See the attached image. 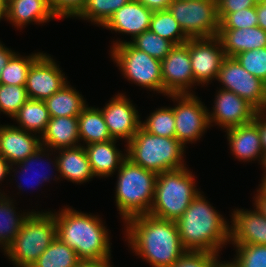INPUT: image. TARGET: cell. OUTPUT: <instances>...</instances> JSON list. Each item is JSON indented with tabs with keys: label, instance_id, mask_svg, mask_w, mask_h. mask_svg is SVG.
<instances>
[{
	"label": "cell",
	"instance_id": "17",
	"mask_svg": "<svg viewBox=\"0 0 266 267\" xmlns=\"http://www.w3.org/2000/svg\"><path fill=\"white\" fill-rule=\"evenodd\" d=\"M229 225V244L266 245V218L259 210L234 209Z\"/></svg>",
	"mask_w": 266,
	"mask_h": 267
},
{
	"label": "cell",
	"instance_id": "31",
	"mask_svg": "<svg viewBox=\"0 0 266 267\" xmlns=\"http://www.w3.org/2000/svg\"><path fill=\"white\" fill-rule=\"evenodd\" d=\"M149 30L174 45L184 44L189 39L168 9L153 12Z\"/></svg>",
	"mask_w": 266,
	"mask_h": 267
},
{
	"label": "cell",
	"instance_id": "11",
	"mask_svg": "<svg viewBox=\"0 0 266 267\" xmlns=\"http://www.w3.org/2000/svg\"><path fill=\"white\" fill-rule=\"evenodd\" d=\"M217 81L221 89L247 100L259 112L266 111V83L247 72L234 57H225Z\"/></svg>",
	"mask_w": 266,
	"mask_h": 267
},
{
	"label": "cell",
	"instance_id": "24",
	"mask_svg": "<svg viewBox=\"0 0 266 267\" xmlns=\"http://www.w3.org/2000/svg\"><path fill=\"white\" fill-rule=\"evenodd\" d=\"M219 38L226 57L266 47V32L259 26L245 29H219Z\"/></svg>",
	"mask_w": 266,
	"mask_h": 267
},
{
	"label": "cell",
	"instance_id": "28",
	"mask_svg": "<svg viewBox=\"0 0 266 267\" xmlns=\"http://www.w3.org/2000/svg\"><path fill=\"white\" fill-rule=\"evenodd\" d=\"M68 83L45 100L50 117L78 116L88 105L83 95Z\"/></svg>",
	"mask_w": 266,
	"mask_h": 267
},
{
	"label": "cell",
	"instance_id": "41",
	"mask_svg": "<svg viewBox=\"0 0 266 267\" xmlns=\"http://www.w3.org/2000/svg\"><path fill=\"white\" fill-rule=\"evenodd\" d=\"M219 254L204 251H186L172 267H221Z\"/></svg>",
	"mask_w": 266,
	"mask_h": 267
},
{
	"label": "cell",
	"instance_id": "21",
	"mask_svg": "<svg viewBox=\"0 0 266 267\" xmlns=\"http://www.w3.org/2000/svg\"><path fill=\"white\" fill-rule=\"evenodd\" d=\"M225 132L230 151L238 161L258 160L261 164L264 152L260 141L259 126L255 121L229 128Z\"/></svg>",
	"mask_w": 266,
	"mask_h": 267
},
{
	"label": "cell",
	"instance_id": "10",
	"mask_svg": "<svg viewBox=\"0 0 266 267\" xmlns=\"http://www.w3.org/2000/svg\"><path fill=\"white\" fill-rule=\"evenodd\" d=\"M175 119V138L185 147L195 143L205 134L209 126L208 111L205 104L194 94H170ZM204 104V105H203Z\"/></svg>",
	"mask_w": 266,
	"mask_h": 267
},
{
	"label": "cell",
	"instance_id": "51",
	"mask_svg": "<svg viewBox=\"0 0 266 267\" xmlns=\"http://www.w3.org/2000/svg\"><path fill=\"white\" fill-rule=\"evenodd\" d=\"M8 13V0H0V21L2 19L6 20Z\"/></svg>",
	"mask_w": 266,
	"mask_h": 267
},
{
	"label": "cell",
	"instance_id": "43",
	"mask_svg": "<svg viewBox=\"0 0 266 267\" xmlns=\"http://www.w3.org/2000/svg\"><path fill=\"white\" fill-rule=\"evenodd\" d=\"M259 0H217L218 13H233L242 9L256 7Z\"/></svg>",
	"mask_w": 266,
	"mask_h": 267
},
{
	"label": "cell",
	"instance_id": "52",
	"mask_svg": "<svg viewBox=\"0 0 266 267\" xmlns=\"http://www.w3.org/2000/svg\"><path fill=\"white\" fill-rule=\"evenodd\" d=\"M260 165H262L261 167H263L264 169V172H263L264 175H263V178L261 179V183L259 184V186L264 187L266 185V153L263 154L262 162Z\"/></svg>",
	"mask_w": 266,
	"mask_h": 267
},
{
	"label": "cell",
	"instance_id": "14",
	"mask_svg": "<svg viewBox=\"0 0 266 267\" xmlns=\"http://www.w3.org/2000/svg\"><path fill=\"white\" fill-rule=\"evenodd\" d=\"M217 91L213 102V111H208L210 127L214 123L223 127V130H227L254 121L259 111L252 104L232 91L221 88Z\"/></svg>",
	"mask_w": 266,
	"mask_h": 267
},
{
	"label": "cell",
	"instance_id": "30",
	"mask_svg": "<svg viewBox=\"0 0 266 267\" xmlns=\"http://www.w3.org/2000/svg\"><path fill=\"white\" fill-rule=\"evenodd\" d=\"M80 261L77 253L56 236L32 267H76Z\"/></svg>",
	"mask_w": 266,
	"mask_h": 267
},
{
	"label": "cell",
	"instance_id": "45",
	"mask_svg": "<svg viewBox=\"0 0 266 267\" xmlns=\"http://www.w3.org/2000/svg\"><path fill=\"white\" fill-rule=\"evenodd\" d=\"M255 195L253 206L266 218V189L259 186Z\"/></svg>",
	"mask_w": 266,
	"mask_h": 267
},
{
	"label": "cell",
	"instance_id": "7",
	"mask_svg": "<svg viewBox=\"0 0 266 267\" xmlns=\"http://www.w3.org/2000/svg\"><path fill=\"white\" fill-rule=\"evenodd\" d=\"M195 180L187 167L159 173L149 214L176 222L200 192Z\"/></svg>",
	"mask_w": 266,
	"mask_h": 267
},
{
	"label": "cell",
	"instance_id": "23",
	"mask_svg": "<svg viewBox=\"0 0 266 267\" xmlns=\"http://www.w3.org/2000/svg\"><path fill=\"white\" fill-rule=\"evenodd\" d=\"M117 142L113 139L84 146L95 177L111 176L127 158V153H121L122 151L117 148Z\"/></svg>",
	"mask_w": 266,
	"mask_h": 267
},
{
	"label": "cell",
	"instance_id": "13",
	"mask_svg": "<svg viewBox=\"0 0 266 267\" xmlns=\"http://www.w3.org/2000/svg\"><path fill=\"white\" fill-rule=\"evenodd\" d=\"M189 55L194 81L199 85H209L217 80L223 59L226 57L217 36L190 38Z\"/></svg>",
	"mask_w": 266,
	"mask_h": 267
},
{
	"label": "cell",
	"instance_id": "33",
	"mask_svg": "<svg viewBox=\"0 0 266 267\" xmlns=\"http://www.w3.org/2000/svg\"><path fill=\"white\" fill-rule=\"evenodd\" d=\"M130 0H87L84 9L77 16L78 19L91 21L97 26H103L120 7Z\"/></svg>",
	"mask_w": 266,
	"mask_h": 267
},
{
	"label": "cell",
	"instance_id": "50",
	"mask_svg": "<svg viewBox=\"0 0 266 267\" xmlns=\"http://www.w3.org/2000/svg\"><path fill=\"white\" fill-rule=\"evenodd\" d=\"M10 168L11 164L0 155V182L5 180L4 178L7 177V175H9L10 173H12L10 171Z\"/></svg>",
	"mask_w": 266,
	"mask_h": 267
},
{
	"label": "cell",
	"instance_id": "9",
	"mask_svg": "<svg viewBox=\"0 0 266 267\" xmlns=\"http://www.w3.org/2000/svg\"><path fill=\"white\" fill-rule=\"evenodd\" d=\"M167 9L189 39L217 36V0H173Z\"/></svg>",
	"mask_w": 266,
	"mask_h": 267
},
{
	"label": "cell",
	"instance_id": "37",
	"mask_svg": "<svg viewBox=\"0 0 266 267\" xmlns=\"http://www.w3.org/2000/svg\"><path fill=\"white\" fill-rule=\"evenodd\" d=\"M28 99L25 85L0 84V113L11 119Z\"/></svg>",
	"mask_w": 266,
	"mask_h": 267
},
{
	"label": "cell",
	"instance_id": "54",
	"mask_svg": "<svg viewBox=\"0 0 266 267\" xmlns=\"http://www.w3.org/2000/svg\"><path fill=\"white\" fill-rule=\"evenodd\" d=\"M263 4L266 5V0H260Z\"/></svg>",
	"mask_w": 266,
	"mask_h": 267
},
{
	"label": "cell",
	"instance_id": "22",
	"mask_svg": "<svg viewBox=\"0 0 266 267\" xmlns=\"http://www.w3.org/2000/svg\"><path fill=\"white\" fill-rule=\"evenodd\" d=\"M77 117H51L45 132L40 137L41 146L50 149L53 154V152L62 148H72L81 145L82 143H79Z\"/></svg>",
	"mask_w": 266,
	"mask_h": 267
},
{
	"label": "cell",
	"instance_id": "39",
	"mask_svg": "<svg viewBox=\"0 0 266 267\" xmlns=\"http://www.w3.org/2000/svg\"><path fill=\"white\" fill-rule=\"evenodd\" d=\"M234 58L247 72L266 83V47L241 52Z\"/></svg>",
	"mask_w": 266,
	"mask_h": 267
},
{
	"label": "cell",
	"instance_id": "3",
	"mask_svg": "<svg viewBox=\"0 0 266 267\" xmlns=\"http://www.w3.org/2000/svg\"><path fill=\"white\" fill-rule=\"evenodd\" d=\"M53 214L56 236L72 248L81 260L112 258L109 229L99 215H88L68 205Z\"/></svg>",
	"mask_w": 266,
	"mask_h": 267
},
{
	"label": "cell",
	"instance_id": "48",
	"mask_svg": "<svg viewBox=\"0 0 266 267\" xmlns=\"http://www.w3.org/2000/svg\"><path fill=\"white\" fill-rule=\"evenodd\" d=\"M110 258L99 260H81L76 267H114Z\"/></svg>",
	"mask_w": 266,
	"mask_h": 267
},
{
	"label": "cell",
	"instance_id": "38",
	"mask_svg": "<svg viewBox=\"0 0 266 267\" xmlns=\"http://www.w3.org/2000/svg\"><path fill=\"white\" fill-rule=\"evenodd\" d=\"M49 151V152H48ZM50 149H48V148H45V147H40L34 154H32V155H29L25 160H23V161H21V162H19V163H16V164H12L11 165V168H10V171H13V172H15L16 173V175L18 174V173H20V171L22 172L21 173V175H22V177H23V179L24 180H26L25 182H27V179L25 178V175H27V171H30V170H33V172H34V168L35 167H33L34 166V164H36V166L39 164H41L42 165V163H43V161H48L49 160V162H47V164H49L51 161L50 160H52L51 158H49V155L51 156L52 154L50 153ZM43 157H46V158H48L47 160H45ZM42 158V159H41ZM42 160V161H41ZM39 161V163H37ZM14 165L16 166L15 168L17 169V167H19L18 168V171L14 168ZM33 165V166H32ZM43 165H44V163H43ZM50 165V164H49ZM48 165V166H49ZM32 167H33V169H32ZM51 167V166H50ZM20 169V170H19ZM50 170L52 169V168H49ZM36 170V169H35ZM52 171V170H51ZM24 172V173H23ZM31 172V171H30ZM49 172V171H48ZM37 173V172H36ZM35 173V174H36ZM45 173V172H44ZM50 173V172H49ZM33 174V173H32ZM34 174V175H35ZM39 174V173H38ZM38 174H36V177H37V175ZM24 175V176H23ZM50 175H53V174H50ZM50 175H46V174H40V175H38L39 176V178L37 177L36 179H38V181H37V183H36V186H37V184L39 185V184H42L43 182H50V177H52V176H50ZM21 177V178H22ZM35 177V176H34ZM33 179V178H32ZM43 181V182H42ZM32 183V182H31ZM35 183V182H34ZM18 184H20V185H18L17 187L20 189V190H23V188H22V186H21V183H18ZM29 185H31V184H29ZM29 185H27V186H29ZM34 186V185H33ZM33 186H31L30 188H32ZM25 187V186H24Z\"/></svg>",
	"mask_w": 266,
	"mask_h": 267
},
{
	"label": "cell",
	"instance_id": "32",
	"mask_svg": "<svg viewBox=\"0 0 266 267\" xmlns=\"http://www.w3.org/2000/svg\"><path fill=\"white\" fill-rule=\"evenodd\" d=\"M42 54L43 52H37L29 56H21L18 52L15 53L1 71L0 84L26 85L30 67Z\"/></svg>",
	"mask_w": 266,
	"mask_h": 267
},
{
	"label": "cell",
	"instance_id": "4",
	"mask_svg": "<svg viewBox=\"0 0 266 267\" xmlns=\"http://www.w3.org/2000/svg\"><path fill=\"white\" fill-rule=\"evenodd\" d=\"M115 203L123 222L148 214L154 200L158 174L126 158L117 170Z\"/></svg>",
	"mask_w": 266,
	"mask_h": 267
},
{
	"label": "cell",
	"instance_id": "46",
	"mask_svg": "<svg viewBox=\"0 0 266 267\" xmlns=\"http://www.w3.org/2000/svg\"><path fill=\"white\" fill-rule=\"evenodd\" d=\"M148 9L153 11L166 10L173 0H137Z\"/></svg>",
	"mask_w": 266,
	"mask_h": 267
},
{
	"label": "cell",
	"instance_id": "2",
	"mask_svg": "<svg viewBox=\"0 0 266 267\" xmlns=\"http://www.w3.org/2000/svg\"><path fill=\"white\" fill-rule=\"evenodd\" d=\"M202 193H198L176 221L179 237L187 251L220 254L219 251L229 244L230 223L215 210Z\"/></svg>",
	"mask_w": 266,
	"mask_h": 267
},
{
	"label": "cell",
	"instance_id": "44",
	"mask_svg": "<svg viewBox=\"0 0 266 267\" xmlns=\"http://www.w3.org/2000/svg\"><path fill=\"white\" fill-rule=\"evenodd\" d=\"M254 121L259 126L260 141L263 152L266 153V111H260L256 114Z\"/></svg>",
	"mask_w": 266,
	"mask_h": 267
},
{
	"label": "cell",
	"instance_id": "1",
	"mask_svg": "<svg viewBox=\"0 0 266 267\" xmlns=\"http://www.w3.org/2000/svg\"><path fill=\"white\" fill-rule=\"evenodd\" d=\"M128 247L152 267H172L187 251L175 221L148 214L124 222Z\"/></svg>",
	"mask_w": 266,
	"mask_h": 267
},
{
	"label": "cell",
	"instance_id": "40",
	"mask_svg": "<svg viewBox=\"0 0 266 267\" xmlns=\"http://www.w3.org/2000/svg\"><path fill=\"white\" fill-rule=\"evenodd\" d=\"M219 29H245L258 26L256 7L246 8L233 13H218Z\"/></svg>",
	"mask_w": 266,
	"mask_h": 267
},
{
	"label": "cell",
	"instance_id": "42",
	"mask_svg": "<svg viewBox=\"0 0 266 267\" xmlns=\"http://www.w3.org/2000/svg\"><path fill=\"white\" fill-rule=\"evenodd\" d=\"M87 0H49L53 14L57 19L76 18L84 9Z\"/></svg>",
	"mask_w": 266,
	"mask_h": 267
},
{
	"label": "cell",
	"instance_id": "29",
	"mask_svg": "<svg viewBox=\"0 0 266 267\" xmlns=\"http://www.w3.org/2000/svg\"><path fill=\"white\" fill-rule=\"evenodd\" d=\"M50 114L45 101L28 99L12 118L19 127L27 132L38 134L40 137L45 132Z\"/></svg>",
	"mask_w": 266,
	"mask_h": 267
},
{
	"label": "cell",
	"instance_id": "6",
	"mask_svg": "<svg viewBox=\"0 0 266 267\" xmlns=\"http://www.w3.org/2000/svg\"><path fill=\"white\" fill-rule=\"evenodd\" d=\"M56 238L52 211H32L4 255L14 267H31Z\"/></svg>",
	"mask_w": 266,
	"mask_h": 267
},
{
	"label": "cell",
	"instance_id": "25",
	"mask_svg": "<svg viewBox=\"0 0 266 267\" xmlns=\"http://www.w3.org/2000/svg\"><path fill=\"white\" fill-rule=\"evenodd\" d=\"M6 19L18 29L33 22L47 23L57 17L51 10L49 0H8Z\"/></svg>",
	"mask_w": 266,
	"mask_h": 267
},
{
	"label": "cell",
	"instance_id": "35",
	"mask_svg": "<svg viewBox=\"0 0 266 267\" xmlns=\"http://www.w3.org/2000/svg\"><path fill=\"white\" fill-rule=\"evenodd\" d=\"M135 48L159 60H163L175 46L151 30H146L129 41Z\"/></svg>",
	"mask_w": 266,
	"mask_h": 267
},
{
	"label": "cell",
	"instance_id": "5",
	"mask_svg": "<svg viewBox=\"0 0 266 267\" xmlns=\"http://www.w3.org/2000/svg\"><path fill=\"white\" fill-rule=\"evenodd\" d=\"M125 147L128 159L156 174L186 167V148L176 138L157 136L140 127Z\"/></svg>",
	"mask_w": 266,
	"mask_h": 267
},
{
	"label": "cell",
	"instance_id": "34",
	"mask_svg": "<svg viewBox=\"0 0 266 267\" xmlns=\"http://www.w3.org/2000/svg\"><path fill=\"white\" fill-rule=\"evenodd\" d=\"M147 119L141 121V127L148 133L175 138V119L173 107L156 108Z\"/></svg>",
	"mask_w": 266,
	"mask_h": 267
},
{
	"label": "cell",
	"instance_id": "47",
	"mask_svg": "<svg viewBox=\"0 0 266 267\" xmlns=\"http://www.w3.org/2000/svg\"><path fill=\"white\" fill-rule=\"evenodd\" d=\"M14 50L5 47L4 44L0 41V78H1V71L10 61L11 57L15 54Z\"/></svg>",
	"mask_w": 266,
	"mask_h": 267
},
{
	"label": "cell",
	"instance_id": "26",
	"mask_svg": "<svg viewBox=\"0 0 266 267\" xmlns=\"http://www.w3.org/2000/svg\"><path fill=\"white\" fill-rule=\"evenodd\" d=\"M80 142L83 146L113 140L99 108L86 106L78 115Z\"/></svg>",
	"mask_w": 266,
	"mask_h": 267
},
{
	"label": "cell",
	"instance_id": "27",
	"mask_svg": "<svg viewBox=\"0 0 266 267\" xmlns=\"http://www.w3.org/2000/svg\"><path fill=\"white\" fill-rule=\"evenodd\" d=\"M6 193L0 192V247L2 251L11 245L21 226L31 212H16L15 201Z\"/></svg>",
	"mask_w": 266,
	"mask_h": 267
},
{
	"label": "cell",
	"instance_id": "20",
	"mask_svg": "<svg viewBox=\"0 0 266 267\" xmlns=\"http://www.w3.org/2000/svg\"><path fill=\"white\" fill-rule=\"evenodd\" d=\"M56 151L59 153L50 164L60 175L58 177L55 175L54 180H60L62 177L73 183L82 184L95 177L83 145Z\"/></svg>",
	"mask_w": 266,
	"mask_h": 267
},
{
	"label": "cell",
	"instance_id": "19",
	"mask_svg": "<svg viewBox=\"0 0 266 267\" xmlns=\"http://www.w3.org/2000/svg\"><path fill=\"white\" fill-rule=\"evenodd\" d=\"M153 12L137 0H130L113 13L103 28L131 35L133 40L137 35L149 30Z\"/></svg>",
	"mask_w": 266,
	"mask_h": 267
},
{
	"label": "cell",
	"instance_id": "53",
	"mask_svg": "<svg viewBox=\"0 0 266 267\" xmlns=\"http://www.w3.org/2000/svg\"><path fill=\"white\" fill-rule=\"evenodd\" d=\"M221 267H230L227 263H226V261L222 264V266Z\"/></svg>",
	"mask_w": 266,
	"mask_h": 267
},
{
	"label": "cell",
	"instance_id": "49",
	"mask_svg": "<svg viewBox=\"0 0 266 267\" xmlns=\"http://www.w3.org/2000/svg\"><path fill=\"white\" fill-rule=\"evenodd\" d=\"M256 14L258 17V26L266 32V5L260 0L256 4Z\"/></svg>",
	"mask_w": 266,
	"mask_h": 267
},
{
	"label": "cell",
	"instance_id": "16",
	"mask_svg": "<svg viewBox=\"0 0 266 267\" xmlns=\"http://www.w3.org/2000/svg\"><path fill=\"white\" fill-rule=\"evenodd\" d=\"M131 102L125 94L118 93L104 108H99L110 135L115 140L123 139L128 143L141 127V117Z\"/></svg>",
	"mask_w": 266,
	"mask_h": 267
},
{
	"label": "cell",
	"instance_id": "8",
	"mask_svg": "<svg viewBox=\"0 0 266 267\" xmlns=\"http://www.w3.org/2000/svg\"><path fill=\"white\" fill-rule=\"evenodd\" d=\"M110 55L129 82L163 94L161 60L135 48L129 41H113Z\"/></svg>",
	"mask_w": 266,
	"mask_h": 267
},
{
	"label": "cell",
	"instance_id": "15",
	"mask_svg": "<svg viewBox=\"0 0 266 267\" xmlns=\"http://www.w3.org/2000/svg\"><path fill=\"white\" fill-rule=\"evenodd\" d=\"M59 66L55 59L46 53L32 64L25 85L28 98L45 101L69 82Z\"/></svg>",
	"mask_w": 266,
	"mask_h": 267
},
{
	"label": "cell",
	"instance_id": "36",
	"mask_svg": "<svg viewBox=\"0 0 266 267\" xmlns=\"http://www.w3.org/2000/svg\"><path fill=\"white\" fill-rule=\"evenodd\" d=\"M236 248L234 260L227 261L230 267H266V245L232 244Z\"/></svg>",
	"mask_w": 266,
	"mask_h": 267
},
{
	"label": "cell",
	"instance_id": "18",
	"mask_svg": "<svg viewBox=\"0 0 266 267\" xmlns=\"http://www.w3.org/2000/svg\"><path fill=\"white\" fill-rule=\"evenodd\" d=\"M40 147L42 146L39 135L15 125H0V155L11 165L25 160Z\"/></svg>",
	"mask_w": 266,
	"mask_h": 267
},
{
	"label": "cell",
	"instance_id": "12",
	"mask_svg": "<svg viewBox=\"0 0 266 267\" xmlns=\"http://www.w3.org/2000/svg\"><path fill=\"white\" fill-rule=\"evenodd\" d=\"M161 76L164 96L195 94L192 91V86L195 84V87L196 82L194 81L189 55V39L184 44L175 45L161 61Z\"/></svg>",
	"mask_w": 266,
	"mask_h": 267
}]
</instances>
